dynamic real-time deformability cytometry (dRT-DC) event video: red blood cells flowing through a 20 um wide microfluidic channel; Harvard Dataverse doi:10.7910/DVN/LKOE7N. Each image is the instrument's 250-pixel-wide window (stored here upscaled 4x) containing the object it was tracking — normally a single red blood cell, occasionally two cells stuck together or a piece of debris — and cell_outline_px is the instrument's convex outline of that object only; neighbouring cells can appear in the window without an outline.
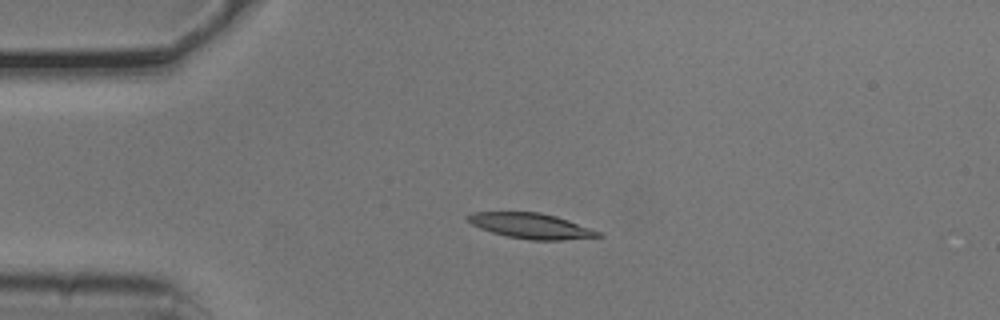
{"species": "common noctule bat (a hibernating species)", "species_latin": "Nyctalus noctula", "temperature_condition": "cold", "stored_images_in_passage": 3, "camera_frame_rate_fps": 3000, "um_per_image_px": 0.085, "animal": {"sex": "male", "body_mass_g": 20.5, "forearm_length_mm": 52.5}, "frame": {"image": 1, "passage_image": 1, "time_ms": 0.0, "image_size_px": [1000, 320], "cell_outline_px": [[604, 236], [560, 240], [532, 240], [508, 236], [492, 232], [480, 228], [472, 224], [468, 220], [468, 216], [472, 212], [540, 212], [556, 216], [568, 220], [600, 232]], "centroid_in_image_um": [45.14, 19.19], "position_along_channel_um": 39.9, "area_um2": 18.96}}
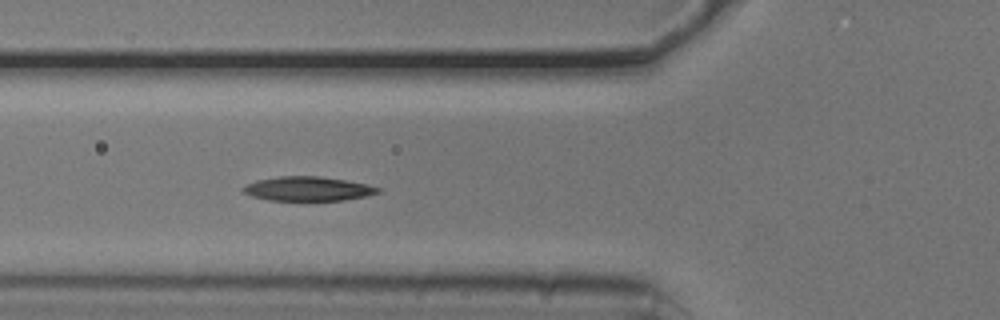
{"frame": {"image": 2, "passage_image": 3, "time_ms": 0.667, "image_size_px": [1000, 320], "cell_outline_px": [[380, 192], [364, 196], [344, 200], [268, 200], [252, 196], [244, 192], [240, 188], [244, 184], [256, 180], [280, 176], [316, 176], [344, 180], [364, 184], [380, 188]], "centroid_in_image_um": [26.09, 16.04], "position_along_channel_um": 99.7, "area_um2": 18.84}}